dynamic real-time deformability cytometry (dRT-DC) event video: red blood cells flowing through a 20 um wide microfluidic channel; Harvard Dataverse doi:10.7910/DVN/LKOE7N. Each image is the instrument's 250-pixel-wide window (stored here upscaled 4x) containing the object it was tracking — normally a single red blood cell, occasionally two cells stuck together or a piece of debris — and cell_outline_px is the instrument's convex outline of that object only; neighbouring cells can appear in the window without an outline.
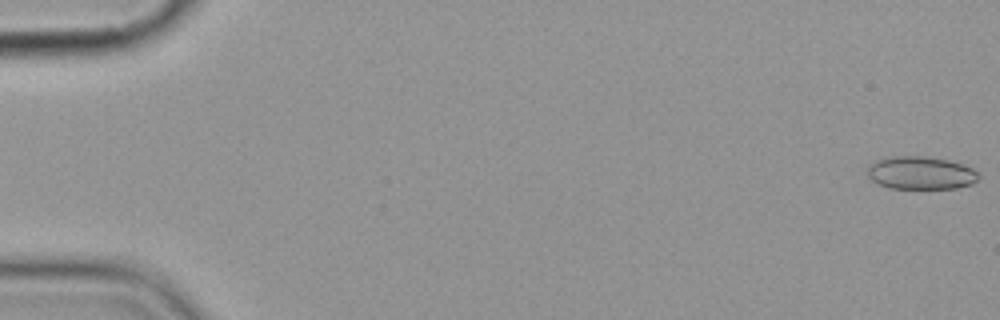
{"species": "common noctule bat (a hibernating species)", "species_latin": "Nyctalus noctula", "temperature_condition": "cold", "stored_images_in_passage": 5, "camera_frame_rate_fps": 3000, "um_per_image_px": 0.085, "animal": {"sex": "female", "body_mass_g": 19.9}, "frame": {"image": 1, "passage_image": 1, "time_ms": 0.0, "image_size_px": [1000, 320], "cell_outline_px": [[980, 176], [972, 184], [956, 188], [888, 188], [872, 180], [868, 176], [868, 164], [876, 160], [892, 156], [924, 156], [948, 160], [972, 168]], "centroid_in_image_um": [78.24, 14.69], "position_along_channel_um": 6.8, "area_um2": 21.21}}